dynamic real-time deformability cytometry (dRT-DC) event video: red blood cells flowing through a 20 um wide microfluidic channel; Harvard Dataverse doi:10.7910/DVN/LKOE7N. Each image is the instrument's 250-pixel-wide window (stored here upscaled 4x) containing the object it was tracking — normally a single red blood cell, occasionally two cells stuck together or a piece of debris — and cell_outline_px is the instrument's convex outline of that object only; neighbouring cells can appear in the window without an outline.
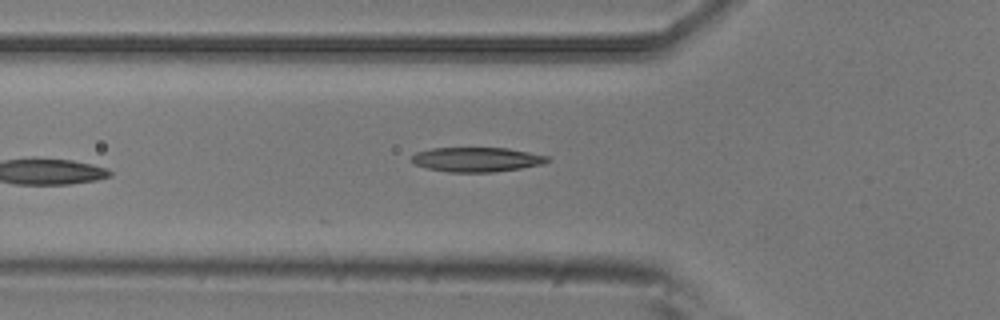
{"species": "common noctule bat (a hibernating species)", "species_latin": "Nyctalus noctula", "temperature_condition": "room temperature", "stored_images_in_passage": 5, "camera_frame_rate_fps": 3000, "um_per_image_px": 0.085, "animal": {"sex": "male", "body_mass_g": 20.5, "forearm_length_mm": 52.5}, "frame": {"image": 1, "passage_image": 5, "time_ms": 1.333, "image_size_px": [1000, 320], "cell_outline_px": [[552, 160], [540, 164], [520, 168], [492, 172], [448, 172], [428, 168], [416, 164], [412, 160], [412, 156], [416, 152], [432, 148], [508, 148], [548, 156]], "centroid_in_image_um": [40.53, 13.55], "position_along_channel_um": 85.3, "area_um2": 19.19}}